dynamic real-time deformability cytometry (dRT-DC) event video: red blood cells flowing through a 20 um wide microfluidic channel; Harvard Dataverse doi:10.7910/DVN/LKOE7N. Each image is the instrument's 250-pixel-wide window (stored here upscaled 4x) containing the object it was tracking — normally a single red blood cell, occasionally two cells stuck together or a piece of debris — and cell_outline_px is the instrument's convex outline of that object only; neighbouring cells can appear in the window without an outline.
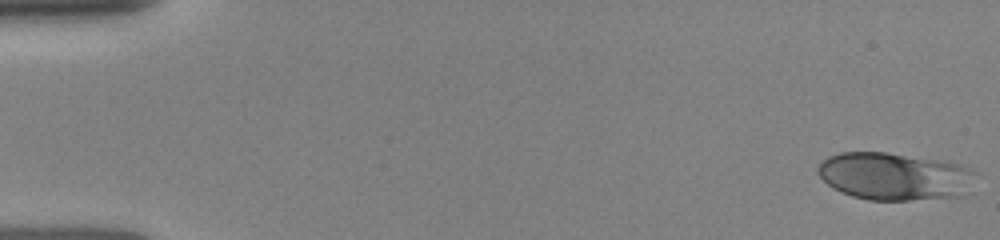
{"species": "human", "species_latin": "Homo sapiens", "temperature_condition": "room temperature", "stored_images_in_passage": 45, "camera_frame_rate_fps": 3000, "um_per_image_px": 0.085, "donor": {"sex": "female"}, "frame": {"image": 1, "passage_image": 1, "time_ms": 0.0, "image_size_px": [1000, 240], "cell_outline_px": [[976, 172], [968, 196], [908, 200], [868, 200], [852, 196], [840, 192], [828, 184], [816, 172], [816, 168], [828, 156], [840, 152], [884, 152], [948, 160], [960, 164]], "centroid_in_image_um": [76.09, 14.99], "position_along_channel_um": 8.9, "area_um2": 44.39}}
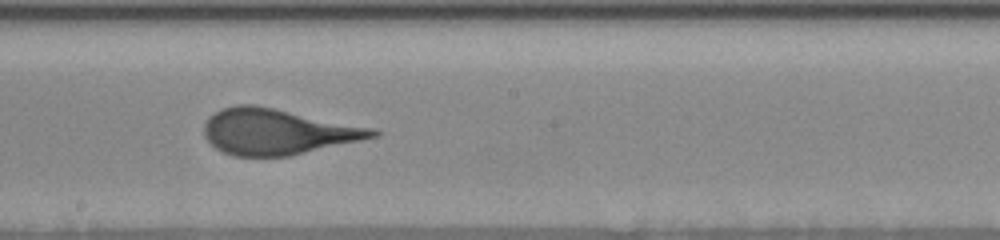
{"frame": {"image": 2, "passage_image": 25, "time_ms": 8.667, "image_size_px": [1000, 240], "cell_outline_px": [[380, 132], [376, 136], [360, 140], [288, 156], [232, 156], [216, 148], [204, 136], [204, 124], [208, 116], [224, 108], [236, 104], [256, 104], [376, 128]], "centroid_in_image_um": [23.56, 11.17], "position_along_channel_um": 224.6, "area_um2": 44.85}}
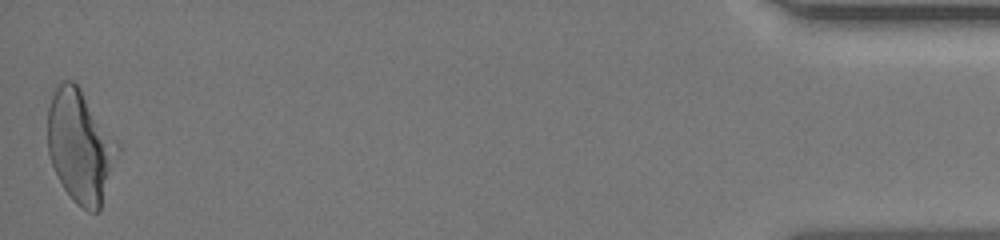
{"frame": {"image": 3, "passage_image": 45, "time_ms": 15.667, "image_size_px": [1000, 240], "cell_outline_px": [[120, 148], [100, 212], [88, 212], [76, 204], [72, 200], [64, 188], [52, 164], [48, 152], [48, 108], [52, 96], [60, 80], [72, 80], [80, 88], [120, 144]], "centroid_in_image_um": [6.84, 12.46], "position_along_channel_um": 428.4, "area_um2": 45.95}}